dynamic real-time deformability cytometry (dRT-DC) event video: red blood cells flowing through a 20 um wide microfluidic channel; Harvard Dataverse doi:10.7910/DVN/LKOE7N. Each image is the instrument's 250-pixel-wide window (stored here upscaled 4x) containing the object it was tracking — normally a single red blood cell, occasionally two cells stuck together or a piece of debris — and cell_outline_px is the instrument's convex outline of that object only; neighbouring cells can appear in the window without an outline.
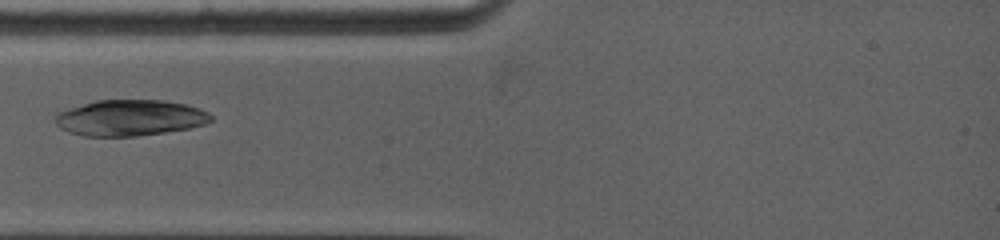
{"species": "common noctule bat (a hibernating species)", "species_latin": "Nyctalus noctula", "temperature_condition": "warm", "stored_images_in_passage": 60, "camera_frame_rate_fps": 5000, "um_per_image_px": 0.085, "animal": {"sex": "female", "body_mass_g": 19.0, "forearm_length_mm": 53.3}, "frame": {"image": 1, "passage_image": 15, "time_ms": 2.8, "image_size_px": [1000, 240], "cell_outline_px": [[212, 120], [204, 124], [192, 128], [136, 136], [84, 136], [68, 132], [60, 128], [52, 120], [56, 112], [68, 108], [96, 100], [164, 100], [184, 104], [200, 108], [208, 112], [212, 116]], "centroid_in_image_um": [11.01, 10.01], "position_along_channel_um": 74.0, "area_um2": 32.95}}
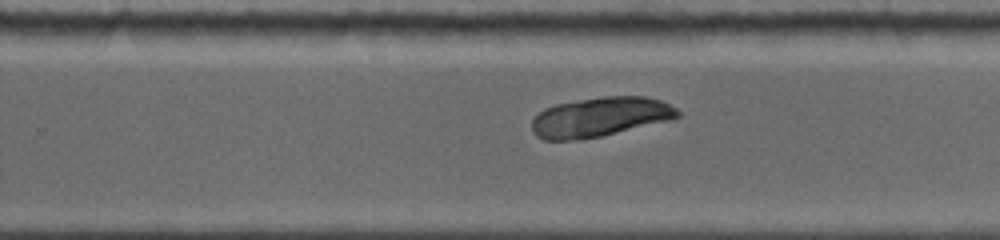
{"frame": {"image": 2, "passage_image": 36, "time_ms": 8.0, "image_size_px": [1000, 240], "cell_outline_px": [[680, 116], [672, 120], [600, 136], [576, 140], [544, 140], [536, 136], [532, 132], [532, 120], [544, 108], [556, 104], [604, 96], [644, 96], [660, 100], [676, 108], [680, 112]], "centroid_in_image_um": [51.01, 9.95], "position_along_channel_um": 278.8, "area_um2": 33.52}}
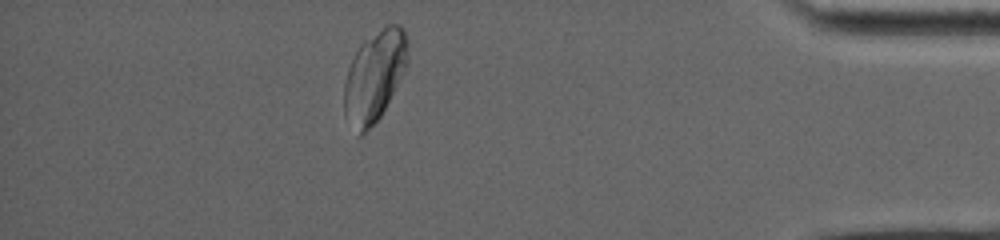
{"frame": {"image": 3, "passage_image": 60, "time_ms": 12.4, "image_size_px": [1000, 240], "cell_outline_px": [[408, 64], [404, 72], [380, 116], [364, 136], [356, 136], [344, 116], [344, 84], [348, 68], [360, 44], [364, 40], [388, 24], [400, 24], [404, 28], [408, 40]], "centroid_in_image_um": [31.82, 6.51], "position_along_channel_um": 403.4, "area_um2": 33.99}}